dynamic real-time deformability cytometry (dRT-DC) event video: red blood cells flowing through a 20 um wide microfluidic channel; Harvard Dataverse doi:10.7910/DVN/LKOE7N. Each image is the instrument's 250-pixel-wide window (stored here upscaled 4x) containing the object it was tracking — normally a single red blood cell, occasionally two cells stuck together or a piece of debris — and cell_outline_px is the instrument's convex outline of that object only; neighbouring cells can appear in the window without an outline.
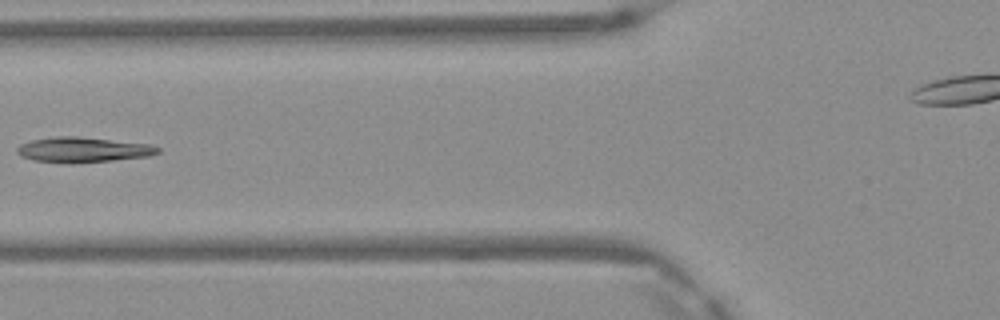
{"species": "Egyptian fruit bat (a non-hibernating species)", "species_latin": "Rousettus aegyptiacus", "temperature_condition": "warm", "stored_images_in_passage": 6, "camera_frame_rate_fps": 3000, "um_per_image_px": 0.085, "frame": {"image": 1, "passage_image": 6, "time_ms": 1.667, "image_size_px": [1000, 320], "cell_outline_px": [[160, 152], [148, 156], [112, 160], [72, 164], [64, 164], [32, 160], [20, 156], [16, 152], [16, 148], [20, 144], [32, 140], [56, 136], [76, 136], [148, 144], [160, 148]], "centroid_in_image_um": [6.98, 12.74], "position_along_channel_um": 118.8, "area_um2": 20.75}}